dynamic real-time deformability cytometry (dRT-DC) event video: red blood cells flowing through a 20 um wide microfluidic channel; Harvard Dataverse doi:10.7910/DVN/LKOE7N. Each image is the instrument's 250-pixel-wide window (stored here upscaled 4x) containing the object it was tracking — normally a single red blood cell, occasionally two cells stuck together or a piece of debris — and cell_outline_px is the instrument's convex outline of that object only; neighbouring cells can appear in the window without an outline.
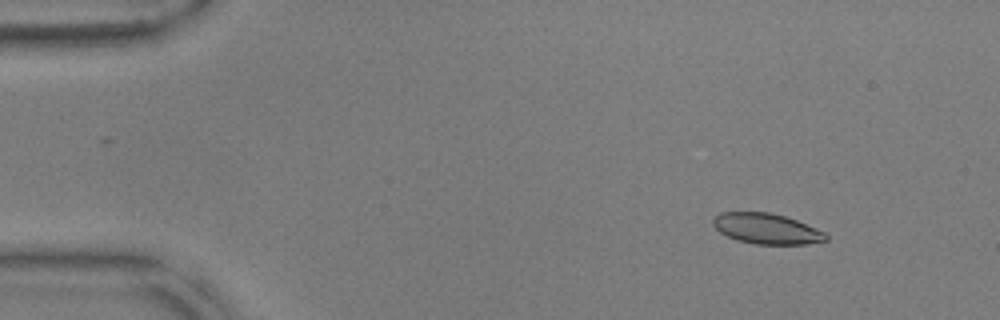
{"species": "common noctule bat (a hibernating species)", "species_latin": "Nyctalus noctula", "temperature_condition": "warm", "stored_images_in_passage": 50, "camera_frame_rate_fps": 3000, "um_per_image_px": 0.085, "animal": {"sex": "male", "body_mass_g": 17.9, "forearm_length_mm": 54.2}, "frame": {"image": 1, "passage_image": 1, "time_ms": 0.0, "image_size_px": [1000, 320], "cell_outline_px": [[828, 240], [804, 244], [756, 244], [736, 240], [720, 232], [712, 224], [712, 220], [720, 212], [768, 212], [784, 216], [796, 220], [816, 228], [824, 232], [828, 236]], "centroid_in_image_um": [65.15, 19.44], "position_along_channel_um": 19.9, "area_um2": 19.94}}
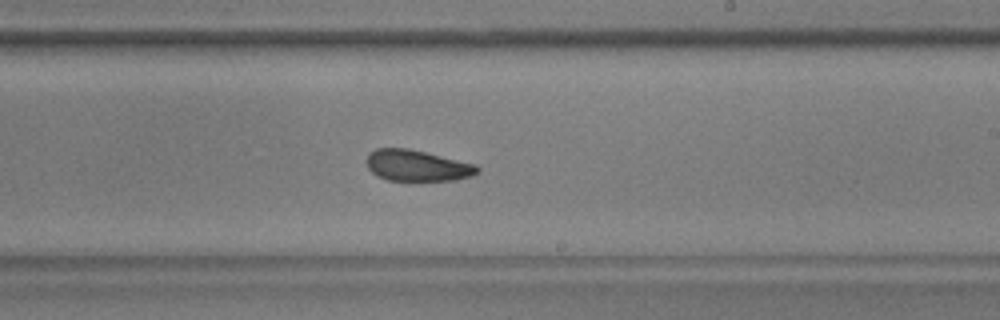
{"frame": {"image": 2, "passage_image": 28, "time_ms": 9.0, "image_size_px": [1000, 320], "cell_outline_px": [[480, 172], [472, 176], [456, 180], [388, 180], [376, 176], [368, 168], [368, 156], [376, 148], [408, 148], [476, 164], [480, 168]], "centroid_in_image_um": [35.5, 14.08], "position_along_channel_um": 253.5, "area_um2": 20.0}}
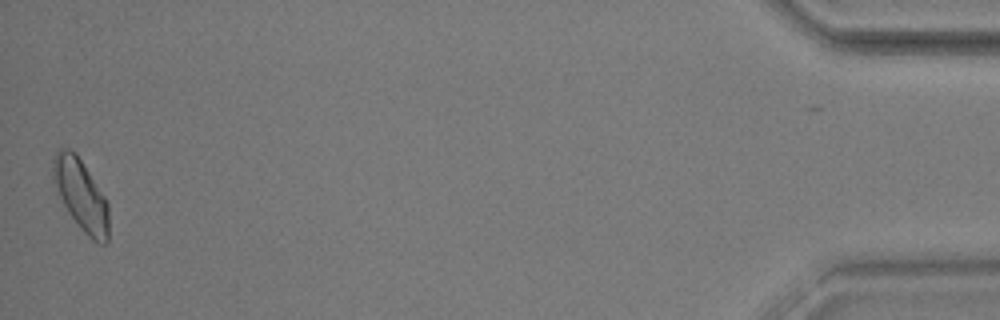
{"frame": {"image": 3, "passage_image": 50, "time_ms": 16.333, "image_size_px": [1000, 320], "cell_outline_px": [[108, 240], [104, 244], [100, 244], [92, 240], [80, 228], [68, 212], [60, 196], [52, 176], [52, 160], [56, 148], [68, 148], [76, 152], [104, 196], [108, 204]], "centroid_in_image_um": [6.87, 16.54], "position_along_channel_um": 428.3, "area_um2": 23.0}, "authors_computed_cell_mechanics": {"area_um2": 21.2993, "velocity_mm_per_s": 3.5925, "shape_relaxation_time_tau1_ms": 5.2893, "shape_relaxation_time_tau2_ms": 2.6597, "deformation_change_tau1": 0.1156, "deformation_change_tau2": 0.0668}}